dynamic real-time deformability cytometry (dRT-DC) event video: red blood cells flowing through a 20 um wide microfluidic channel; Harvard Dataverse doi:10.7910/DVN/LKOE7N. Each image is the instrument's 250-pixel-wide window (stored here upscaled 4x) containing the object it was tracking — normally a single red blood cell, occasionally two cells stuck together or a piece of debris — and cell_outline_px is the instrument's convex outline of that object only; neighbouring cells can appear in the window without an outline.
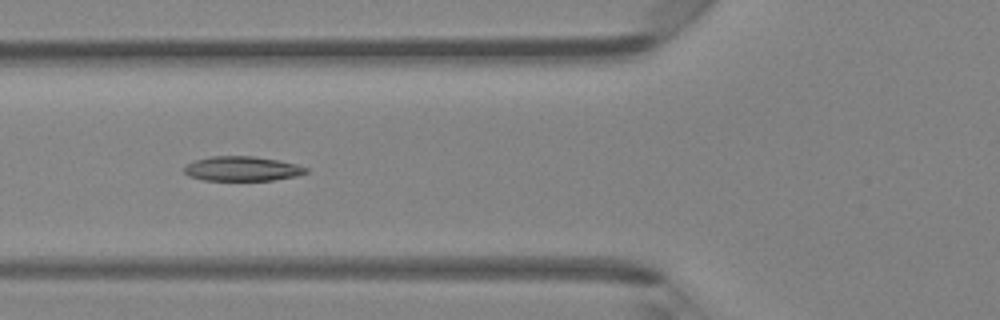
{"species": "Egyptian fruit bat (a non-hibernating species)", "species_latin": "Rousettus aegyptiacus", "temperature_condition": "room temperature", "stored_images_in_passage": 34, "camera_frame_rate_fps": 3000, "um_per_image_px": 0.085, "animal": {"sex": "female"}, "frame": {"image": 1, "passage_image": 5, "time_ms": 1.333, "image_size_px": [1000, 320], "cell_outline_px": [[308, 172], [296, 176], [272, 180], [204, 180], [188, 176], [184, 172], [184, 168], [188, 164], [196, 160], [212, 156], [252, 156], [276, 160], [296, 164], [308, 168]], "centroid_in_image_um": [20.58, 14.34], "position_along_channel_um": 105.2, "area_um2": 17.28}}
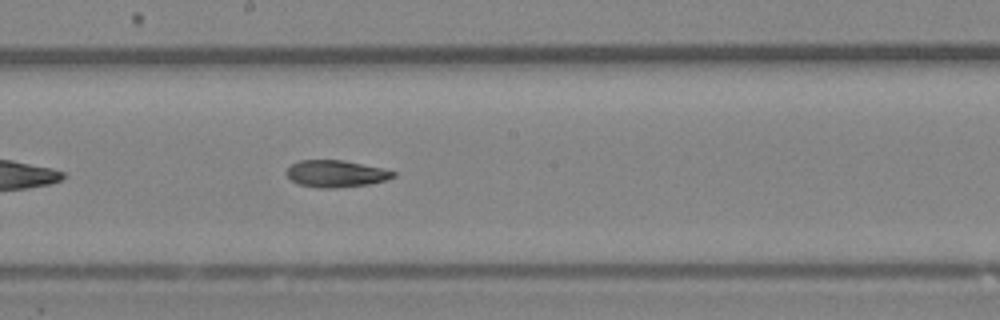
{"frame": {"image": 2, "passage_image": 13, "time_ms": 4.0, "image_size_px": [1000, 320], "cell_outline_px": [[396, 176], [388, 180], [368, 184], [336, 188], [316, 188], [300, 184], [292, 180], [284, 172], [292, 164], [300, 160], [344, 160], [380, 168], [396, 172]], "centroid_in_image_um": [28.55, 14.77], "position_along_channel_um": 219.6, "area_um2": 16.7}}
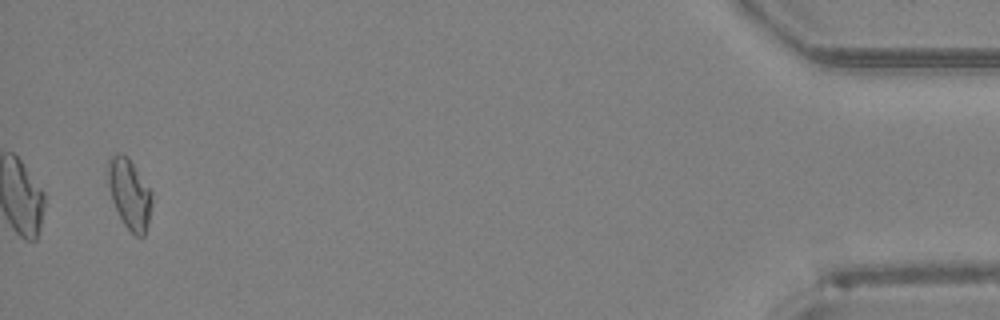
{"frame": {"image": 3, "passage_image": 33, "time_ms": 10.667, "image_size_px": [1000, 320], "cell_outline_px": [[152, 204], [148, 224], [144, 236], [136, 236], [124, 224], [112, 200], [108, 184], [108, 160], [112, 156], [120, 152], [128, 156], [152, 192]], "centroid_in_image_um": [11.02, 16.46], "position_along_channel_um": 424.2, "area_um2": 17.8}}